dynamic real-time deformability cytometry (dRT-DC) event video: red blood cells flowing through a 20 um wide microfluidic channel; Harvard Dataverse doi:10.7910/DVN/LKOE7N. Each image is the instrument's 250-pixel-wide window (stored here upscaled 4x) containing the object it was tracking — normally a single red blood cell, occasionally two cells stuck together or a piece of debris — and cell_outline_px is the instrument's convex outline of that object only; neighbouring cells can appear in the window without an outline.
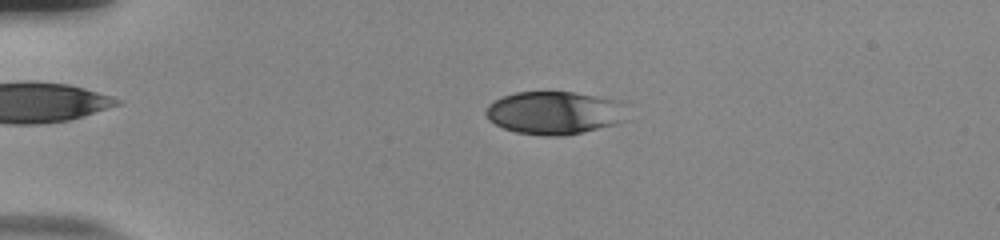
{"species": "human", "species_latin": "Homo sapiens", "temperature_condition": "room temperature", "stored_images_in_passage": 54, "camera_frame_rate_fps": 3000, "um_per_image_px": 0.085, "donor": {"sex": "male"}, "frame": {"image": 1, "passage_image": 13, "time_ms": 4.0, "image_size_px": [1000, 240], "cell_outline_px": [[628, 120], [616, 124], [584, 132], [564, 136], [544, 136], [516, 132], [504, 128], [488, 120], [484, 112], [488, 104], [504, 96], [516, 92], [576, 92], [620, 100], [628, 104]], "centroid_in_image_um": [47.22, 9.59], "position_along_channel_um": 37.8, "area_um2": 36.13}}
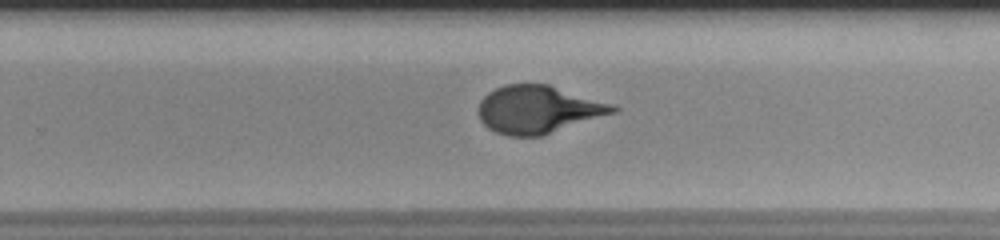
{"frame": {"image": 2, "passage_image": 36, "time_ms": 11.667, "image_size_px": [1000, 240], "cell_outline_px": [[620, 108], [616, 112], [540, 136], [508, 136], [496, 132], [488, 128], [480, 120], [480, 100], [488, 92], [504, 84], [548, 84], [612, 104]], "centroid_in_image_um": [45.73, 9.3], "position_along_channel_um": 284.1, "area_um2": 36.99}}
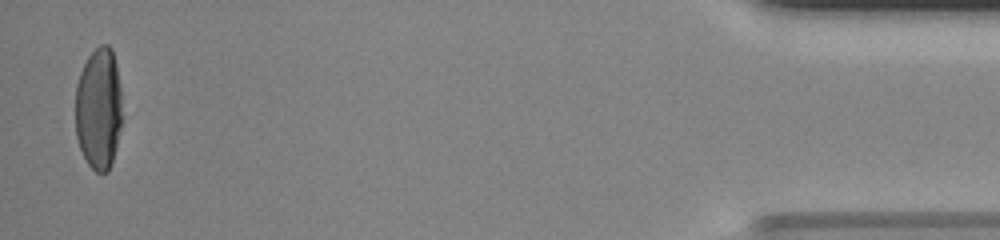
{"frame": {"image": 3, "passage_image": 53, "time_ms": 17.333, "image_size_px": [1000, 240], "cell_outline_px": [[120, 128], [112, 160], [108, 172], [96, 172], [88, 164], [80, 148], [76, 136], [76, 84], [80, 72], [88, 56], [100, 44], [108, 44], [112, 48], [116, 64], [120, 88]], "centroid_in_image_um": [8.37, 9.2], "position_along_channel_um": 426.8, "area_um2": 32.89}, "authors_computed_cell_mechanics": {"area_um2": 36.9631, "velocity_mm_per_s": 3.873, "shape_relaxation_time_tau1_ms": 5.0985, "shape_relaxation_time_tau2_ms": null, "deformation_change_tau1": 0.2345, "deformation_change_tau2": null}}